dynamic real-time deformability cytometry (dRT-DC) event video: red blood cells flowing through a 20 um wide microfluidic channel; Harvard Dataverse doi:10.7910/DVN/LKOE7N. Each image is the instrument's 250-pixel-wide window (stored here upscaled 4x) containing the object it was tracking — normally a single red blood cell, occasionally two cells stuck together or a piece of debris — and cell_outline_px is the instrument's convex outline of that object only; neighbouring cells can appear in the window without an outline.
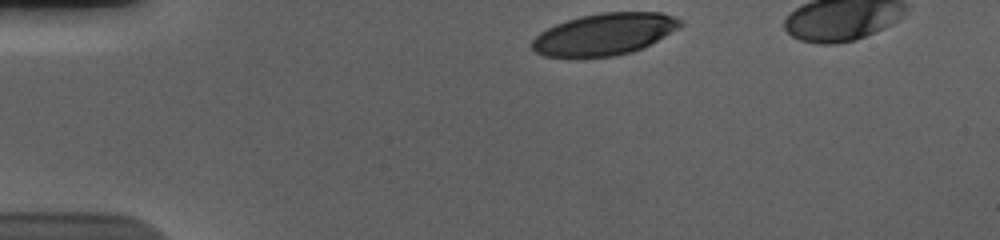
{"species": "human", "species_latin": "Homo sapiens", "temperature_condition": "cold", "stored_images_in_passage": 36, "camera_frame_rate_fps": 3000, "um_per_image_px": 0.085, "donor": {"sex": "male"}, "frame": {"image": 1, "passage_image": 1, "time_ms": 0.0, "image_size_px": [1000, 240], "cell_outline_px": [[684, 24], [644, 48], [632, 52], [612, 56], [580, 60], [544, 56], [536, 52], [532, 48], [532, 40], [540, 32], [556, 24], [580, 16], [600, 12], [660, 12], [672, 16], [680, 20]], "centroid_in_image_um": [51.32, 2.95], "position_along_channel_um": 33.7, "area_um2": 36.7}}
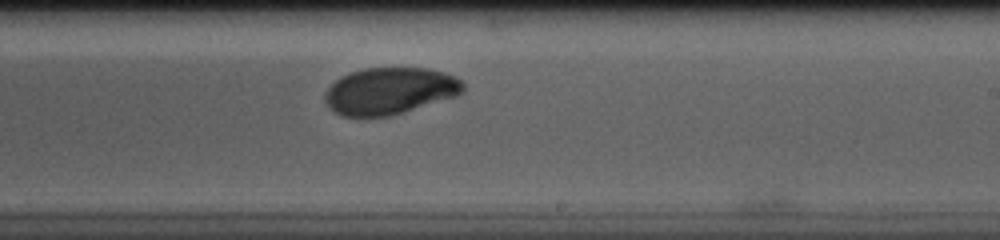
{"frame": {"image": 2, "passage_image": 24, "time_ms": 7.667, "image_size_px": [1000, 240], "cell_outline_px": [[464, 92], [456, 96], [404, 112], [388, 116], [340, 116], [324, 100], [324, 92], [340, 76], [348, 72], [364, 68], [428, 68], [444, 72], [460, 80], [464, 84]], "centroid_in_image_um": [33.12, 7.72], "position_along_channel_um": 255.9, "area_um2": 37.63}}
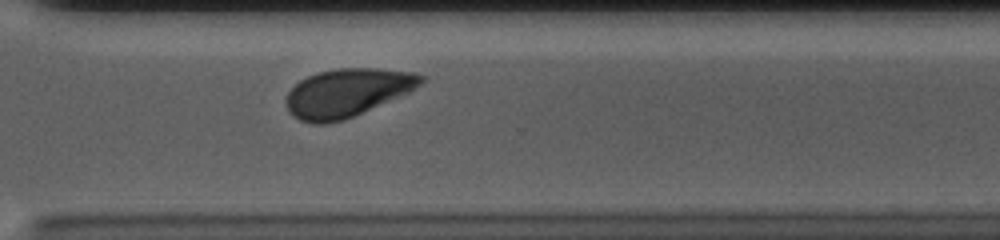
{"frame": {"image": 3, "passage_image": 31, "time_ms": 10.0, "image_size_px": [1000, 240], "cell_outline_px": [[424, 80], [420, 84], [408, 92], [400, 96], [344, 120], [328, 124], [312, 124], [300, 120], [292, 116], [288, 112], [284, 100], [288, 92], [300, 80], [308, 76], [320, 72], [336, 68], [376, 68], [416, 72], [424, 76]], "centroid_in_image_um": [29.47, 7.89], "position_along_channel_um": 341.1, "area_um2": 37.92}, "authors_computed_cell_mechanics": {"area_um2": 38.7838, "velocity_mm_per_s": 3.641, "shape_relaxation_time_tau1_ms": 3.0179, "shape_relaxation_time_tau2_ms": 2.4903, "deformation_change_tau1": 0.1287, "deformation_change_tau2": 0.0603}}